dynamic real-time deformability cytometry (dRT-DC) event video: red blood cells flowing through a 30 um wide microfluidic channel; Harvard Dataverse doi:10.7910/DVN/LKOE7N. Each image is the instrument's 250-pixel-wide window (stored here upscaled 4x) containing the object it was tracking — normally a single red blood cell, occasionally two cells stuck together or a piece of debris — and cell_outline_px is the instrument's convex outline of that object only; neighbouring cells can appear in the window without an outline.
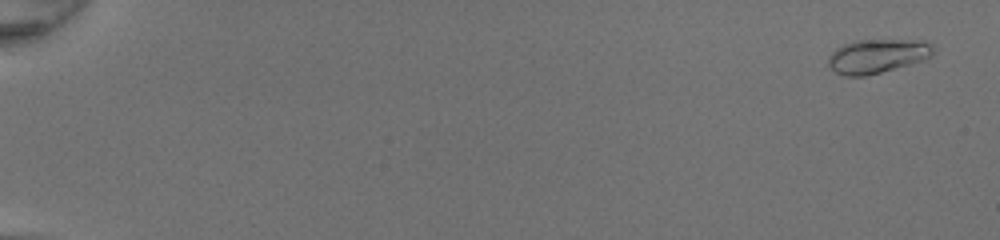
{"species": "common noctule bat (a hibernating species)", "species_latin": "Nyctalus noctula", "temperature_condition": "room temperature", "stored_images_in_passage": 51, "camera_frame_rate_fps": 3000, "um_per_image_px": 0.085, "animal": {"sex": "female", "body_mass_g": 20.0, "forearm_length_mm": 54.0}, "frame": {"image": 1, "passage_image": 3, "time_ms": 0.667, "image_size_px": [1000, 240], "cell_outline_px": [[936, 52], [932, 56], [924, 60], [880, 72], [864, 76], [844, 76], [836, 72], [828, 64], [828, 56], [836, 48], [844, 44], [856, 40], [932, 40]], "centroid_in_image_um": [74.64, 4.74], "position_along_channel_um": 10.4, "area_um2": 21.04}}
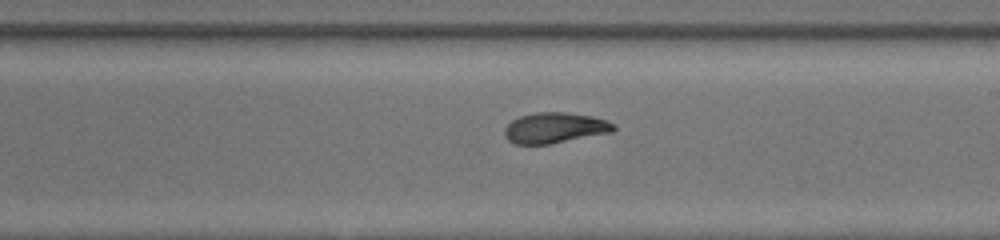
{"frame": {"image": 2, "passage_image": 33, "time_ms": 10.667, "image_size_px": [1000, 240], "cell_outline_px": [[616, 128], [612, 132], [552, 144], [516, 144], [508, 140], [504, 136], [504, 128], [512, 120], [520, 116], [536, 112], [564, 112], [592, 116], [616, 124]], "centroid_in_image_um": [47.15, 10.87], "position_along_channel_um": 241.8, "area_um2": 19.54}}
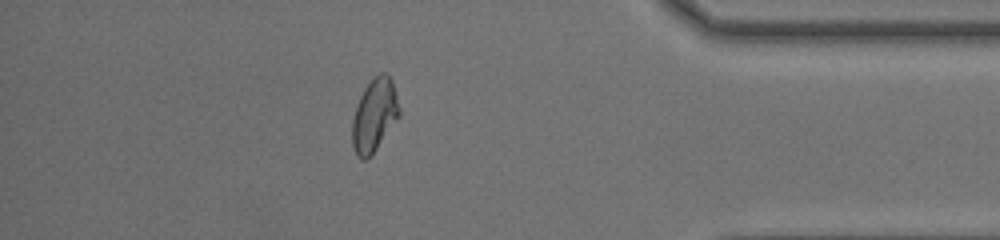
{"frame": {"image": 3, "passage_image": 46, "time_ms": 15.0, "image_size_px": [1000, 240], "cell_outline_px": [[400, 116], [368, 160], [360, 160], [356, 156], [352, 148], [352, 120], [356, 104], [364, 88], [380, 72], [388, 72], [392, 80], [400, 108]], "centroid_in_image_um": [31.81, 9.82], "position_along_channel_um": 403.4, "area_um2": 20.29}, "authors_computed_cell_mechanics": {"area_um2": 19.7676, "velocity_mm_per_s": 4.3252, "shape_relaxation_time_tau1_ms": 5.5059, "shape_relaxation_time_tau2_ms": 0.95, "deformation_change_tau1": 0.2149, "deformation_change_tau2": 0.068}}